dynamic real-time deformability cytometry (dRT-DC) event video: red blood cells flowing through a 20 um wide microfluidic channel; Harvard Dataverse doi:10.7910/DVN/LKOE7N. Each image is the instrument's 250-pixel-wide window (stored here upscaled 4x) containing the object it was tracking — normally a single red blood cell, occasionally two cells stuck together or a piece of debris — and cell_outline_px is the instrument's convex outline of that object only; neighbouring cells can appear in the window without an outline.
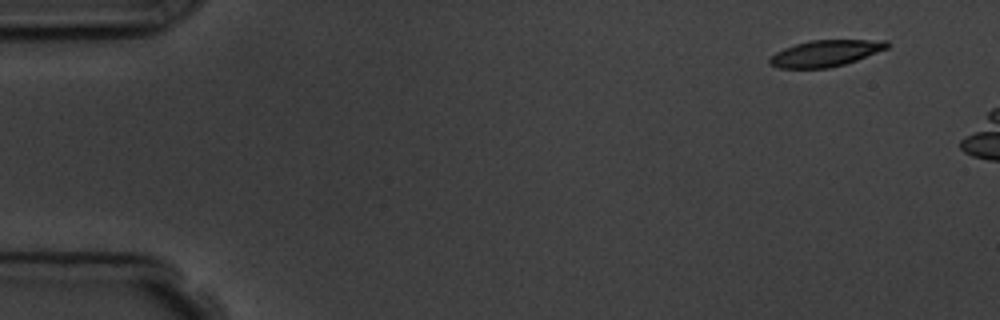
{"species": "common noctule bat (a hibernating species)", "species_latin": "Nyctalus noctula", "temperature_condition": "room temperature", "stored_images_in_passage": 3, "camera_frame_rate_fps": 3000, "um_per_image_px": 0.085, "animal": {"sex": "male", "body_mass_g": 19.5, "forearm_length_mm": 54.6}, "frame": {"image": 1, "passage_image": 1, "time_ms": 0.0, "image_size_px": [1000, 320], "cell_outline_px": [[888, 48], [856, 60], [844, 64], [828, 68], [776, 68], [768, 64], [768, 60], [776, 52], [784, 48], [796, 44], [812, 40], [888, 40]], "centroid_in_image_um": [70.14, 4.53], "position_along_channel_um": 14.9, "area_um2": 17.92}}